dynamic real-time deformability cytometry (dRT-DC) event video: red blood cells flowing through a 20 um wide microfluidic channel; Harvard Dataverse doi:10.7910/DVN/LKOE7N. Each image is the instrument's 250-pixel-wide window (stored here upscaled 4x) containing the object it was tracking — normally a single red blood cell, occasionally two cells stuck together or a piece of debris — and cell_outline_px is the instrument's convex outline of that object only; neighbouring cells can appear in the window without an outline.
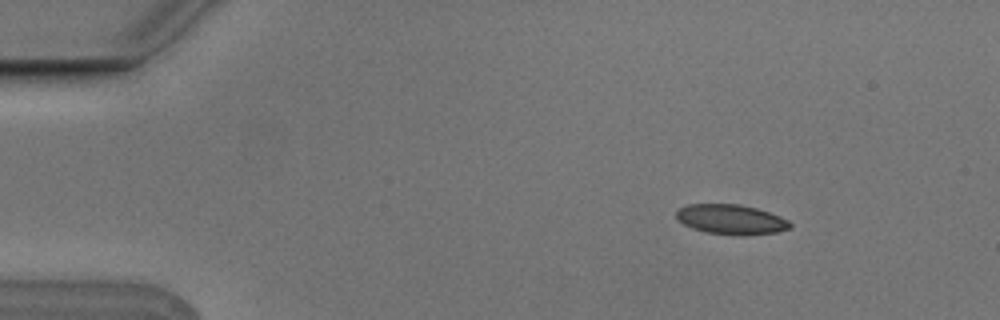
{"species": "Egyptian fruit bat (a non-hibernating species)", "species_latin": "Rousettus aegyptiacus", "temperature_condition": "cold", "stored_images_in_passage": 2, "camera_frame_rate_fps": 3000, "um_per_image_px": 0.085, "animal": {"sex": "male"}, "frame": {"image": 1, "passage_image": 2, "time_ms": 0.333, "image_size_px": [1000, 320], "cell_outline_px": [[792, 228], [776, 232], [744, 236], [736, 236], [704, 232], [692, 228], [684, 224], [676, 216], [676, 212], [680, 208], [688, 204], [740, 204], [756, 208], [780, 216], [788, 220], [792, 224]], "centroid_in_image_um": [62.17, 18.66], "position_along_channel_um": 22.8, "area_um2": 19.94}}